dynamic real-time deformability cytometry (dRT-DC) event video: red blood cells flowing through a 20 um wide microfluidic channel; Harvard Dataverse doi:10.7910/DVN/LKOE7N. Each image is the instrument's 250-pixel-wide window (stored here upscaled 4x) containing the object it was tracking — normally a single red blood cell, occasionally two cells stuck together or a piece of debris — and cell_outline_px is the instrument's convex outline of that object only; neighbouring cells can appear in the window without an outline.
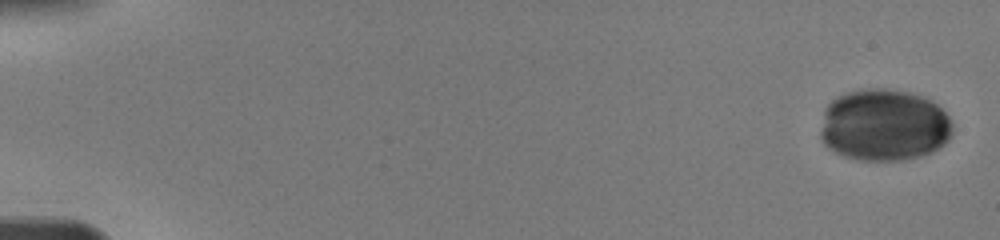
{"species": "human", "species_latin": "Homo sapiens", "temperature_condition": "warm", "stored_images_in_passage": 13, "camera_frame_rate_fps": 3000, "um_per_image_px": 0.085, "donor": {"sex": "male"}, "frame": {"image": 1, "passage_image": 1, "time_ms": 0.0, "image_size_px": [1000, 240], "cell_outline_px": [[952, 136], [944, 144], [932, 152], [920, 156], [904, 160], [860, 160], [844, 156], [828, 148], [824, 144], [820, 136], [820, 132], [824, 112], [828, 104], [832, 100], [848, 92], [876, 88], [880, 88], [904, 92], [920, 96], [936, 104], [948, 116], [952, 124]], "centroid_in_image_um": [75.14, 10.66], "position_along_channel_um": 9.9, "area_um2": 55.03}}
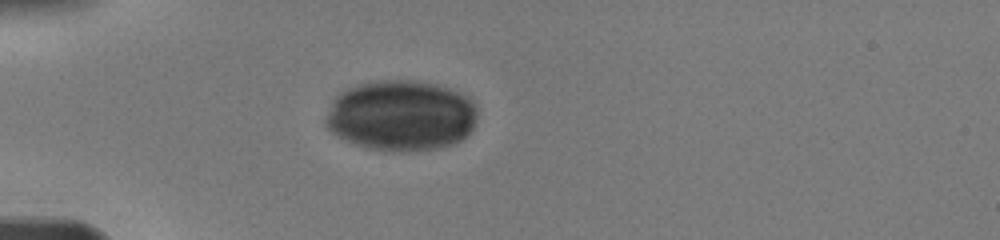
{"frame": {"image": 2, "passage_image": 10, "time_ms": 4.667, "image_size_px": [1000, 240], "cell_outline_px": [[476, 120], [468, 136], [452, 144], [436, 148], [408, 152], [388, 152], [368, 148], [356, 144], [336, 136], [324, 124], [324, 120], [332, 100], [340, 92], [356, 84], [380, 80], [416, 80], [436, 84], [472, 96], [476, 100]], "centroid_in_image_um": [34.11, 9.82], "position_along_channel_um": 50.9, "area_um2": 63.41}}